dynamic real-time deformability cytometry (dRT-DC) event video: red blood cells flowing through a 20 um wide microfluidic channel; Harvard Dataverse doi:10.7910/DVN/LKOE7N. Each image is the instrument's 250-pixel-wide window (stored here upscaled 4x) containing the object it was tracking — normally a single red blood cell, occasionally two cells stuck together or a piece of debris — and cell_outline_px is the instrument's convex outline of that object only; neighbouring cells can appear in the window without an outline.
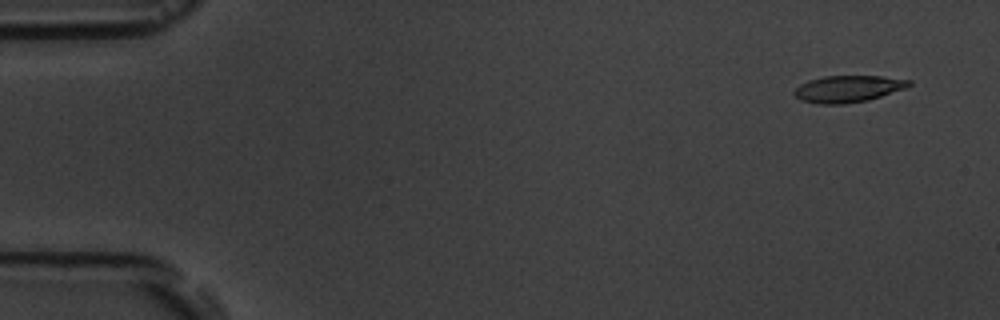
{"species": "common noctule bat (a hibernating species)", "species_latin": "Nyctalus noctula", "temperature_condition": "room temperature", "stored_images_in_passage": 7, "camera_frame_rate_fps": 3000, "um_per_image_px": 0.085, "animal": {"sex": "male", "body_mass_g": 19.5, "forearm_length_mm": 54.6}, "frame": {"image": 1, "passage_image": 1, "time_ms": 0.0, "image_size_px": [1000, 320], "cell_outline_px": [[912, 84], [908, 88], [868, 100], [844, 104], [816, 104], [800, 100], [792, 92], [800, 84], [808, 80], [824, 76], [880, 76], [912, 80]], "centroid_in_image_um": [72.09, 7.55], "position_along_channel_um": 12.9, "area_um2": 18.09}}
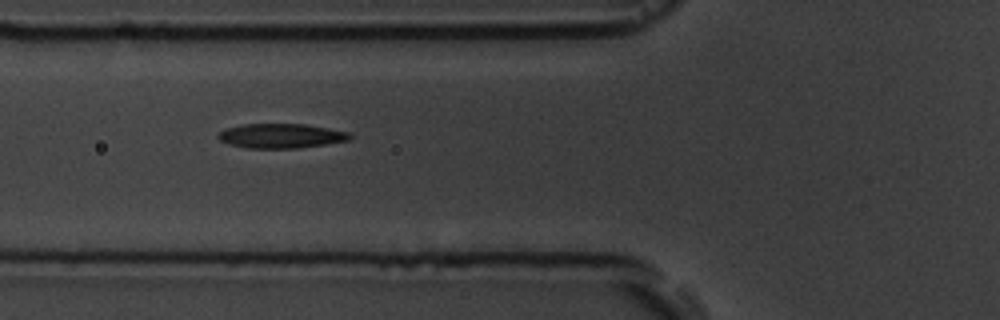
{"frame": {"image": 2, "passage_image": 6, "time_ms": 5.667, "image_size_px": [1000, 320], "cell_outline_px": [[352, 136], [348, 140], [324, 144], [296, 148], [248, 148], [228, 144], [220, 140], [216, 136], [224, 128], [240, 124], [304, 124], [328, 128], [348, 132]], "centroid_in_image_um": [23.82, 11.54], "position_along_channel_um": 102.0, "area_um2": 18.73}}
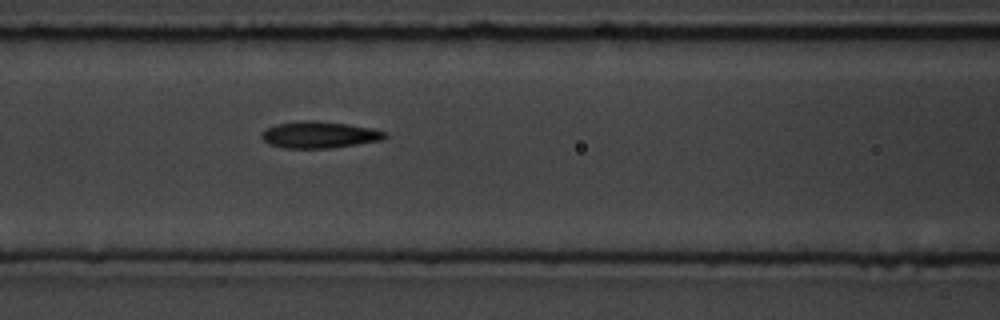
{"frame": {"image": 3, "passage_image": 7, "time_ms": 6.667, "image_size_px": [1000, 320], "cell_outline_px": [[388, 136], [384, 140], [332, 148], [284, 148], [268, 144], [260, 136], [260, 132], [276, 124], [300, 120], [316, 120], [348, 124], [372, 128], [384, 132]], "centroid_in_image_um": [27.13, 11.45], "position_along_channel_um": 139.5, "area_um2": 19.36}}